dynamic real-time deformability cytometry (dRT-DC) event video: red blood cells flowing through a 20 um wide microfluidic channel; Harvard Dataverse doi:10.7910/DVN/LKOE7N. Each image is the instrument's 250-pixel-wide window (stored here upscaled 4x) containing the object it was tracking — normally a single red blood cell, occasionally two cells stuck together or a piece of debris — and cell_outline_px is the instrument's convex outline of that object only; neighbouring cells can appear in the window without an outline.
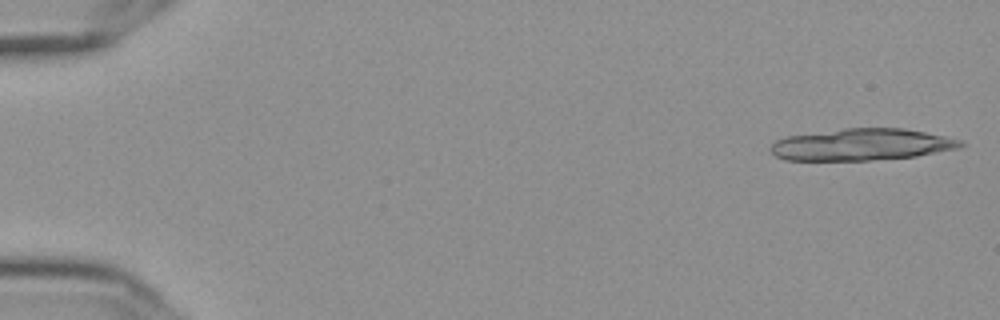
{"species": "Egyptian fruit bat (a non-hibernating species)", "species_latin": "Rousettus aegyptiacus", "temperature_condition": "cold", "stored_images_in_passage": 22, "segment_of_instrument_passage": [1, 2], "camera_frame_rate_fps": 3000, "um_per_image_px": 0.085, "frame": {"image": 1, "passage_image": 1, "time_ms": 0.0, "image_size_px": [1000, 320], "cell_outline_px": [[964, 144], [960, 148], [916, 156], [868, 160], [784, 160], [776, 156], [768, 148], [776, 140], [784, 136], [844, 128], [904, 128], [944, 136], [960, 140]], "centroid_in_image_um": [73.2, 12.28], "position_along_channel_um": 11.8, "area_um2": 35.14}}